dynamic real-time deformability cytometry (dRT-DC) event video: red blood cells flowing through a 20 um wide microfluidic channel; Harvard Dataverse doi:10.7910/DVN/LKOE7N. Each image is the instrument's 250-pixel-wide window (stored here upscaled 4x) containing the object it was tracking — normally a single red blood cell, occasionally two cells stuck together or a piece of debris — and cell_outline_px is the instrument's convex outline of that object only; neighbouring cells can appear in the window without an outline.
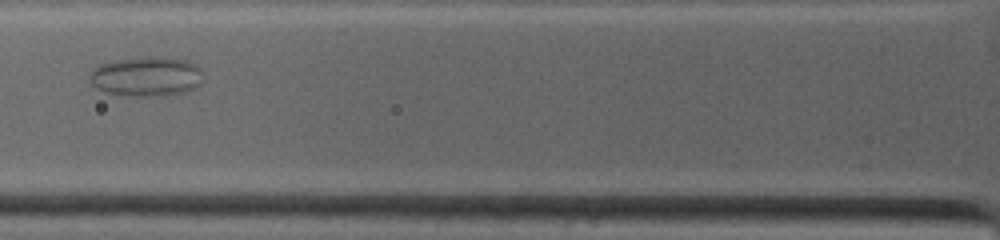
{"species": "common noctule bat (a hibernating species)", "species_latin": "Nyctalus noctula", "temperature_condition": "warm", "stored_images_in_passage": 4, "camera_frame_rate_fps": 4500, "um_per_image_px": 0.085, "animal": {"sex": "female", "body_mass_g": 19.0, "forearm_length_mm": 53.3}, "frame": {"image": 1, "passage_image": 4, "time_ms": 2.222, "image_size_px": [1000, 240], "cell_outline_px": [[200, 84], [196, 88], [184, 92], [164, 96], [136, 96], [108, 92], [96, 88], [88, 80], [88, 72], [92, 68], [100, 64], [116, 60], [148, 56], [156, 56], [188, 60], [196, 64], [200, 68]], "centroid_in_image_um": [12.42, 6.49], "position_along_channel_um": 113.4, "area_um2": 26.41}}